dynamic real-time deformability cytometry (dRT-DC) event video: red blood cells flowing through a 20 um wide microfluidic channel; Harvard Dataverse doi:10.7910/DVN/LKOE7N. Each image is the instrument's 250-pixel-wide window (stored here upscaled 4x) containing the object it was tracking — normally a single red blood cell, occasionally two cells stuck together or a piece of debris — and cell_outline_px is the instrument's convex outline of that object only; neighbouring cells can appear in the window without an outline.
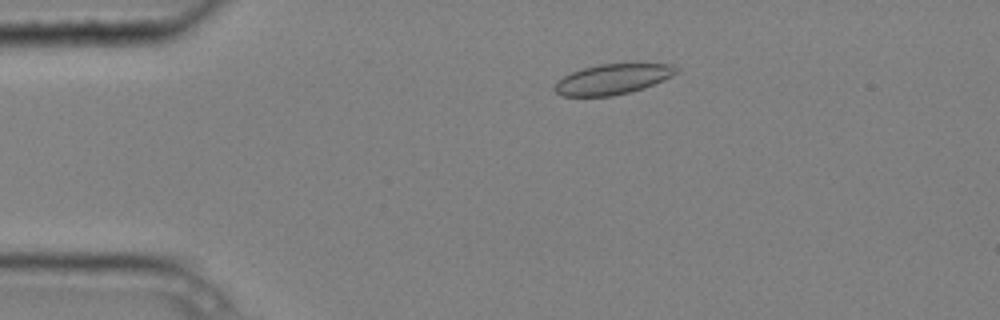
{"species": "common noctule bat (a hibernating species)", "species_latin": "Nyctalus noctula", "temperature_condition": "cold", "stored_images_in_passage": 3, "camera_frame_rate_fps": 3000, "um_per_image_px": 0.085, "animal": {"sex": "male", "body_mass_g": 20.4}, "frame": {"image": 1, "passage_image": 1, "time_ms": 0.0, "image_size_px": [1000, 320], "cell_outline_px": [[680, 72], [672, 76], [652, 84], [628, 92], [612, 96], [564, 96], [556, 92], [552, 88], [552, 84], [556, 80], [572, 72], [584, 68], [600, 64], [672, 64]], "centroid_in_image_um": [52.01, 6.73], "position_along_channel_um": 33.0, "area_um2": 21.21}}
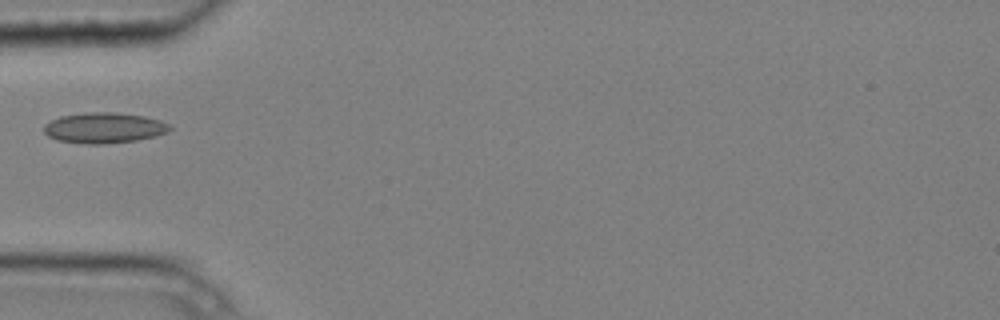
{"frame": {"image": 2, "passage_image": 3, "time_ms": 0.667, "image_size_px": [1000, 320], "cell_outline_px": [[172, 128], [168, 132], [156, 136], [136, 140], [100, 144], [88, 144], [56, 140], [48, 136], [44, 132], [44, 124], [60, 116], [84, 112], [116, 112], [144, 116], [160, 120], [172, 124]], "centroid_in_image_um": [8.87, 10.86], "position_along_channel_um": 76.1, "area_um2": 22.6}}